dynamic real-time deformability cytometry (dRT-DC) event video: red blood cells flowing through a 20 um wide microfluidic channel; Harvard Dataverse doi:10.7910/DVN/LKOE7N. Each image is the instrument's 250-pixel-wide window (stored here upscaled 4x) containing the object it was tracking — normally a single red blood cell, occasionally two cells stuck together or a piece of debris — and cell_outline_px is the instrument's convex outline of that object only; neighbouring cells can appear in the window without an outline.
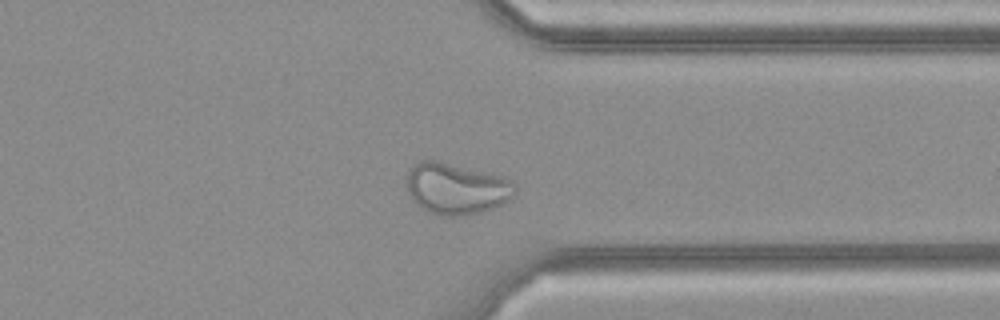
{"species": "common noctule bat (a hibernating species)", "species_latin": "Nyctalus noctula", "temperature_condition": "cold", "stored_images_in_passage": 28, "camera_frame_rate_fps": 3000, "um_per_image_px": 0.085, "animal": {"sex": "female", "body_mass_g": 21.9}, "frame": {"image": 1, "passage_image": 20, "time_ms": 6.333, "image_size_px": [1000, 320], "cell_outline_px": [[516, 192], [508, 200], [492, 208], [480, 212], [464, 216], [444, 216], [428, 212], [420, 208], [408, 196], [408, 172], [412, 164], [420, 160], [436, 160], [504, 176], [516, 184]], "centroid_in_image_um": [38.77, 16.03], "position_along_channel_um": 372.6, "area_um2": 32.6}}